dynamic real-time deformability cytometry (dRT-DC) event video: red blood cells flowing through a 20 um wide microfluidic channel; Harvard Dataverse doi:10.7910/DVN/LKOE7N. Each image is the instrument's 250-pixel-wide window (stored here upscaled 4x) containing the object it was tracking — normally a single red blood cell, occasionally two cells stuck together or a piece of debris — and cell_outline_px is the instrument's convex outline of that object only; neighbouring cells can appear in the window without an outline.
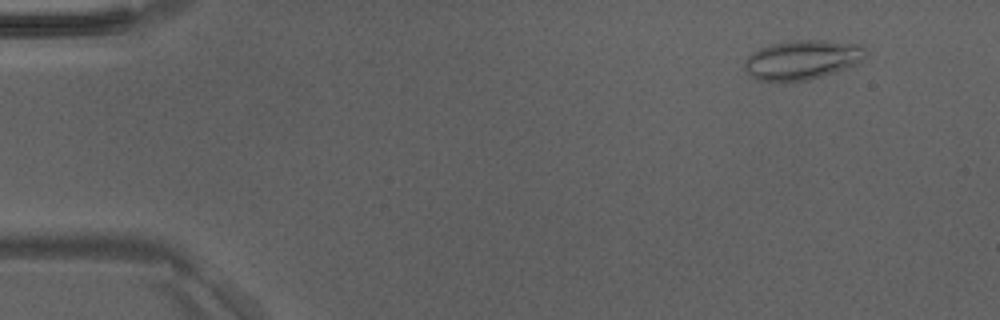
{"species": "Egyptian fruit bat (a non-hibernating species)", "species_latin": "Rousettus aegyptiacus", "temperature_condition": "room temperature", "stored_images_in_passage": 45, "camera_frame_rate_fps": 3000, "um_per_image_px": 0.085, "animal": {"sex": "male"}, "frame": {"image": 1, "passage_image": 1, "time_ms": 0.0, "image_size_px": [1000, 320], "cell_outline_px": [[868, 52], [856, 64], [808, 80], [760, 80], [752, 76], [744, 68], [744, 60], [752, 52], [760, 48], [772, 44], [792, 40], [824, 40], [860, 44]], "centroid_in_image_um": [68.18, 5.05], "position_along_channel_um": 16.8, "area_um2": 27.28}}
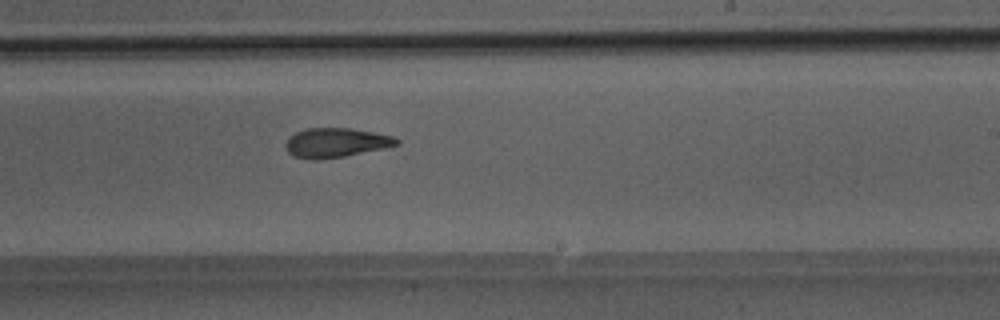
{"frame": {"image": 2, "passage_image": 26, "time_ms": 8.333, "image_size_px": [1000, 320], "cell_outline_px": [[400, 144], [384, 148], [344, 156], [312, 160], [292, 156], [288, 152], [288, 140], [296, 132], [308, 128], [352, 128], [392, 136], [400, 140]], "centroid_in_image_um": [28.59, 12.13], "position_along_channel_um": 260.4, "area_um2": 18.67}}
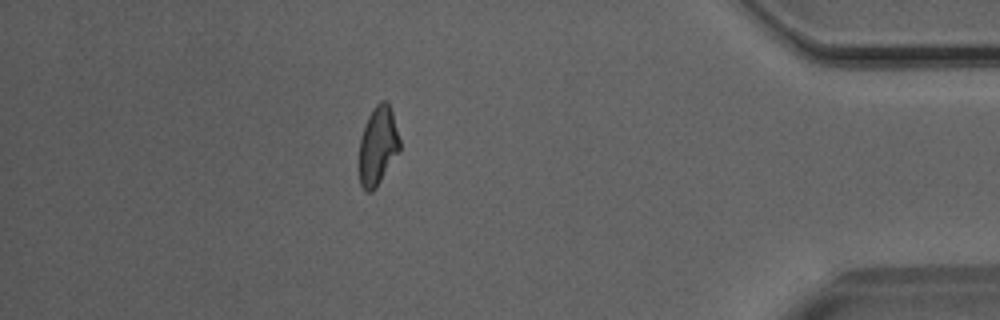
{"frame": {"image": 3, "passage_image": 39, "time_ms": 12.667, "image_size_px": [1000, 320], "cell_outline_px": [[400, 148], [376, 188], [372, 192], [364, 192], [360, 184], [360, 136], [364, 124], [368, 116], [376, 104], [380, 100], [388, 100], [392, 112], [400, 140]], "centroid_in_image_um": [32.1, 12.37], "position_along_channel_um": 403.1, "area_um2": 18.5}}